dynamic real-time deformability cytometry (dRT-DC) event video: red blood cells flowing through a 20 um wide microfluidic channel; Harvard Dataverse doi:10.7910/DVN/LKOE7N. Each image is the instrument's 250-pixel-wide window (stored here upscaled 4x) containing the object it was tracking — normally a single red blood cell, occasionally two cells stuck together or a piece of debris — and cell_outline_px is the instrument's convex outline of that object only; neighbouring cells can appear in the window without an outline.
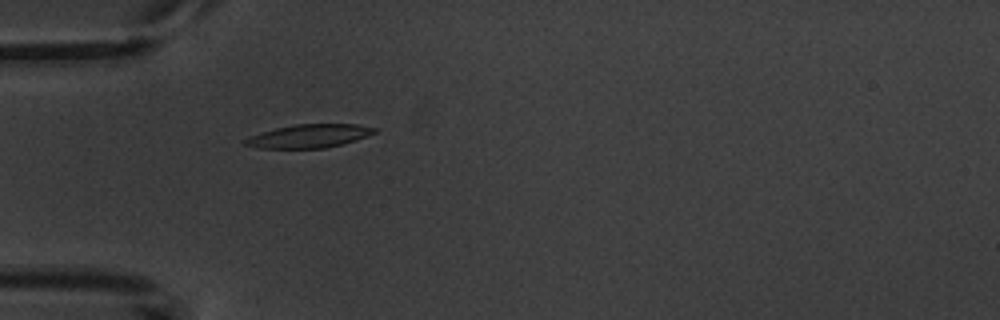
{"species": "common noctule bat (a hibernating species)", "species_latin": "Nyctalus noctula", "temperature_condition": "warm", "stored_images_in_passage": 2, "camera_frame_rate_fps": 3000, "um_per_image_px": 0.085, "animal": {"sex": "male", "body_mass_g": 20.1, "forearm_length_mm": 53.5}, "frame": {"image": 1, "passage_image": 2, "time_ms": 1.0, "image_size_px": [1000, 320], "cell_outline_px": [[380, 128], [376, 132], [356, 140], [344, 144], [324, 148], [260, 148], [244, 144], [244, 140], [248, 136], [276, 128], [296, 124], [356, 124]], "centroid_in_image_um": [26.31, 11.56], "position_along_channel_um": 58.7, "area_um2": 17.63}}